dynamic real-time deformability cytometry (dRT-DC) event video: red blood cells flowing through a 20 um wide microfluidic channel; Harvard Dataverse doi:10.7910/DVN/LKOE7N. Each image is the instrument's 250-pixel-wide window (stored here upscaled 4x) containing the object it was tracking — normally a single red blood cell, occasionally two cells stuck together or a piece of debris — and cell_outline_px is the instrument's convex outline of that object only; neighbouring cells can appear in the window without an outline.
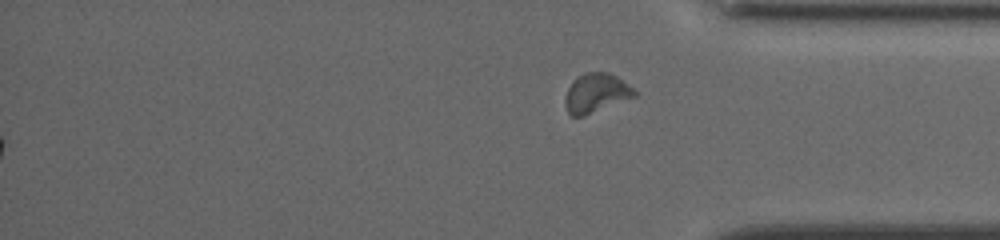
{"species": "common noctule bat (a hibernating species)", "species_latin": "Nyctalus noctula", "temperature_condition": "cold", "stored_images_in_passage": 58, "segment_of_instrument_passage": [2, 2], "camera_frame_rate_fps": 3000, "um_per_image_px": 0.085, "animal": {"sex": "female", "body_mass_g": 19.5, "forearm_length_mm": 54.1}, "frame": {"image": 1, "passage_image": 58, "time_ms": 19.0, "image_size_px": [1000, 240], "cell_outline_px": [[640, 92], [636, 96], [584, 116], [572, 116], [568, 112], [564, 100], [568, 88], [584, 72], [608, 72], [616, 76]], "centroid_in_image_um": [50.71, 7.91], "position_along_channel_um": 384.5, "area_um2": 15.66}}